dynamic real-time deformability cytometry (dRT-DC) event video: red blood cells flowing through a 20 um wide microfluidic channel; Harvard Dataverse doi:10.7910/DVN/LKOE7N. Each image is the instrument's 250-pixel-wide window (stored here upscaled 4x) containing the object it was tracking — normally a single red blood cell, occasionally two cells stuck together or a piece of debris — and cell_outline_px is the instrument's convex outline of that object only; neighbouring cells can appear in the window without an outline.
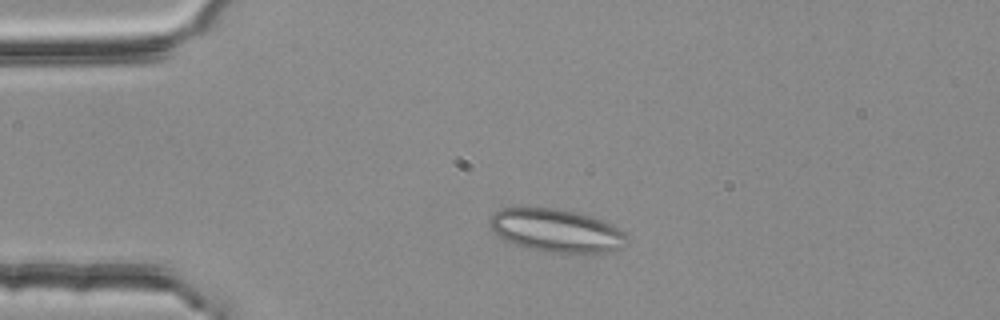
{"species": "common noctule bat (a hibernating species)", "species_latin": "Nyctalus noctula", "temperature_condition": "room temperature", "stored_images_in_passage": 42, "segment_of_instrument_passage": [1, 2], "camera_frame_rate_fps": 3000, "um_per_image_px": 0.085, "animal": {"sex": "female", "body_mass_g": 25.1}, "frame": {"image": 1, "passage_image": 8, "time_ms": 2.333, "image_size_px": [1000, 320], "cell_outline_px": [[624, 248], [604, 252], [544, 252], [524, 248], [512, 244], [496, 236], [488, 220], [500, 208], [556, 208], [576, 212], [592, 216], [612, 224], [624, 232]], "centroid_in_image_um": [47.24, 19.6], "position_along_channel_um": 37.8, "area_um2": 34.39}}